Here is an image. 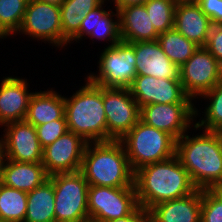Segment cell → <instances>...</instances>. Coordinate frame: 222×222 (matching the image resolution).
<instances>
[{
  "mask_svg": "<svg viewBox=\"0 0 222 222\" xmlns=\"http://www.w3.org/2000/svg\"><path fill=\"white\" fill-rule=\"evenodd\" d=\"M199 115L194 103L149 104L140 108V120L146 125L180 139L192 128L196 116ZM192 121V122H191ZM189 128V129H188Z\"/></svg>",
  "mask_w": 222,
  "mask_h": 222,
  "instance_id": "cell-11",
  "label": "cell"
},
{
  "mask_svg": "<svg viewBox=\"0 0 222 222\" xmlns=\"http://www.w3.org/2000/svg\"><path fill=\"white\" fill-rule=\"evenodd\" d=\"M6 126V128H5ZM2 140L6 159L17 162L42 163L43 148L35 126L26 120L4 125Z\"/></svg>",
  "mask_w": 222,
  "mask_h": 222,
  "instance_id": "cell-15",
  "label": "cell"
},
{
  "mask_svg": "<svg viewBox=\"0 0 222 222\" xmlns=\"http://www.w3.org/2000/svg\"><path fill=\"white\" fill-rule=\"evenodd\" d=\"M27 212V192L0 182V220L24 222Z\"/></svg>",
  "mask_w": 222,
  "mask_h": 222,
  "instance_id": "cell-27",
  "label": "cell"
},
{
  "mask_svg": "<svg viewBox=\"0 0 222 222\" xmlns=\"http://www.w3.org/2000/svg\"><path fill=\"white\" fill-rule=\"evenodd\" d=\"M42 163L5 160L0 182L24 192H31L48 179Z\"/></svg>",
  "mask_w": 222,
  "mask_h": 222,
  "instance_id": "cell-22",
  "label": "cell"
},
{
  "mask_svg": "<svg viewBox=\"0 0 222 222\" xmlns=\"http://www.w3.org/2000/svg\"><path fill=\"white\" fill-rule=\"evenodd\" d=\"M178 0H147L144 5L158 34L174 28V11Z\"/></svg>",
  "mask_w": 222,
  "mask_h": 222,
  "instance_id": "cell-30",
  "label": "cell"
},
{
  "mask_svg": "<svg viewBox=\"0 0 222 222\" xmlns=\"http://www.w3.org/2000/svg\"><path fill=\"white\" fill-rule=\"evenodd\" d=\"M5 160H6V154H5L2 140L0 139V180H1L2 170H3Z\"/></svg>",
  "mask_w": 222,
  "mask_h": 222,
  "instance_id": "cell-37",
  "label": "cell"
},
{
  "mask_svg": "<svg viewBox=\"0 0 222 222\" xmlns=\"http://www.w3.org/2000/svg\"><path fill=\"white\" fill-rule=\"evenodd\" d=\"M222 80V65L205 48L198 47L180 67V81L192 100L212 90Z\"/></svg>",
  "mask_w": 222,
  "mask_h": 222,
  "instance_id": "cell-9",
  "label": "cell"
},
{
  "mask_svg": "<svg viewBox=\"0 0 222 222\" xmlns=\"http://www.w3.org/2000/svg\"><path fill=\"white\" fill-rule=\"evenodd\" d=\"M89 185L131 187L135 172L120 141L87 143L80 170Z\"/></svg>",
  "mask_w": 222,
  "mask_h": 222,
  "instance_id": "cell-3",
  "label": "cell"
},
{
  "mask_svg": "<svg viewBox=\"0 0 222 222\" xmlns=\"http://www.w3.org/2000/svg\"><path fill=\"white\" fill-rule=\"evenodd\" d=\"M185 1L196 2L197 0H185Z\"/></svg>",
  "mask_w": 222,
  "mask_h": 222,
  "instance_id": "cell-39",
  "label": "cell"
},
{
  "mask_svg": "<svg viewBox=\"0 0 222 222\" xmlns=\"http://www.w3.org/2000/svg\"><path fill=\"white\" fill-rule=\"evenodd\" d=\"M37 1H42V2H46L48 4H54L57 6H61L65 0H37Z\"/></svg>",
  "mask_w": 222,
  "mask_h": 222,
  "instance_id": "cell-38",
  "label": "cell"
},
{
  "mask_svg": "<svg viewBox=\"0 0 222 222\" xmlns=\"http://www.w3.org/2000/svg\"><path fill=\"white\" fill-rule=\"evenodd\" d=\"M27 78L7 76L0 83V126L25 120L29 100Z\"/></svg>",
  "mask_w": 222,
  "mask_h": 222,
  "instance_id": "cell-17",
  "label": "cell"
},
{
  "mask_svg": "<svg viewBox=\"0 0 222 222\" xmlns=\"http://www.w3.org/2000/svg\"><path fill=\"white\" fill-rule=\"evenodd\" d=\"M119 141L134 172L145 165L169 159L176 151V139L172 135L141 120Z\"/></svg>",
  "mask_w": 222,
  "mask_h": 222,
  "instance_id": "cell-5",
  "label": "cell"
},
{
  "mask_svg": "<svg viewBox=\"0 0 222 222\" xmlns=\"http://www.w3.org/2000/svg\"><path fill=\"white\" fill-rule=\"evenodd\" d=\"M35 128L42 148L53 143L68 131L66 119L52 120Z\"/></svg>",
  "mask_w": 222,
  "mask_h": 222,
  "instance_id": "cell-32",
  "label": "cell"
},
{
  "mask_svg": "<svg viewBox=\"0 0 222 222\" xmlns=\"http://www.w3.org/2000/svg\"><path fill=\"white\" fill-rule=\"evenodd\" d=\"M58 119H66L65 97L52 88L33 92L25 120L36 127Z\"/></svg>",
  "mask_w": 222,
  "mask_h": 222,
  "instance_id": "cell-23",
  "label": "cell"
},
{
  "mask_svg": "<svg viewBox=\"0 0 222 222\" xmlns=\"http://www.w3.org/2000/svg\"><path fill=\"white\" fill-rule=\"evenodd\" d=\"M147 0H112L115 4V9H119L121 7H125L128 5H137V4H144Z\"/></svg>",
  "mask_w": 222,
  "mask_h": 222,
  "instance_id": "cell-36",
  "label": "cell"
},
{
  "mask_svg": "<svg viewBox=\"0 0 222 222\" xmlns=\"http://www.w3.org/2000/svg\"><path fill=\"white\" fill-rule=\"evenodd\" d=\"M137 75L180 80V67L171 62L157 40L134 42Z\"/></svg>",
  "mask_w": 222,
  "mask_h": 222,
  "instance_id": "cell-16",
  "label": "cell"
},
{
  "mask_svg": "<svg viewBox=\"0 0 222 222\" xmlns=\"http://www.w3.org/2000/svg\"><path fill=\"white\" fill-rule=\"evenodd\" d=\"M98 74L86 75L92 83L102 87L129 88L137 76L134 43L120 41L100 53ZM97 74V75H96Z\"/></svg>",
  "mask_w": 222,
  "mask_h": 222,
  "instance_id": "cell-7",
  "label": "cell"
},
{
  "mask_svg": "<svg viewBox=\"0 0 222 222\" xmlns=\"http://www.w3.org/2000/svg\"><path fill=\"white\" fill-rule=\"evenodd\" d=\"M53 182L48 178L27 193V212L24 222H56Z\"/></svg>",
  "mask_w": 222,
  "mask_h": 222,
  "instance_id": "cell-24",
  "label": "cell"
},
{
  "mask_svg": "<svg viewBox=\"0 0 222 222\" xmlns=\"http://www.w3.org/2000/svg\"><path fill=\"white\" fill-rule=\"evenodd\" d=\"M196 3L212 24H222V0H197Z\"/></svg>",
  "mask_w": 222,
  "mask_h": 222,
  "instance_id": "cell-34",
  "label": "cell"
},
{
  "mask_svg": "<svg viewBox=\"0 0 222 222\" xmlns=\"http://www.w3.org/2000/svg\"><path fill=\"white\" fill-rule=\"evenodd\" d=\"M205 48L222 65V24H212Z\"/></svg>",
  "mask_w": 222,
  "mask_h": 222,
  "instance_id": "cell-33",
  "label": "cell"
},
{
  "mask_svg": "<svg viewBox=\"0 0 222 222\" xmlns=\"http://www.w3.org/2000/svg\"><path fill=\"white\" fill-rule=\"evenodd\" d=\"M29 0H0V39L16 34L23 22Z\"/></svg>",
  "mask_w": 222,
  "mask_h": 222,
  "instance_id": "cell-29",
  "label": "cell"
},
{
  "mask_svg": "<svg viewBox=\"0 0 222 222\" xmlns=\"http://www.w3.org/2000/svg\"><path fill=\"white\" fill-rule=\"evenodd\" d=\"M163 52L172 63L181 67L199 47L175 28L159 34L157 38Z\"/></svg>",
  "mask_w": 222,
  "mask_h": 222,
  "instance_id": "cell-26",
  "label": "cell"
},
{
  "mask_svg": "<svg viewBox=\"0 0 222 222\" xmlns=\"http://www.w3.org/2000/svg\"><path fill=\"white\" fill-rule=\"evenodd\" d=\"M48 178L54 187L56 222H89V184L83 173H58Z\"/></svg>",
  "mask_w": 222,
  "mask_h": 222,
  "instance_id": "cell-6",
  "label": "cell"
},
{
  "mask_svg": "<svg viewBox=\"0 0 222 222\" xmlns=\"http://www.w3.org/2000/svg\"><path fill=\"white\" fill-rule=\"evenodd\" d=\"M211 20L196 2L178 0L174 11V28L199 47H205Z\"/></svg>",
  "mask_w": 222,
  "mask_h": 222,
  "instance_id": "cell-19",
  "label": "cell"
},
{
  "mask_svg": "<svg viewBox=\"0 0 222 222\" xmlns=\"http://www.w3.org/2000/svg\"><path fill=\"white\" fill-rule=\"evenodd\" d=\"M122 41L128 43L157 40L156 32L144 4L128 5L118 9Z\"/></svg>",
  "mask_w": 222,
  "mask_h": 222,
  "instance_id": "cell-20",
  "label": "cell"
},
{
  "mask_svg": "<svg viewBox=\"0 0 222 222\" xmlns=\"http://www.w3.org/2000/svg\"><path fill=\"white\" fill-rule=\"evenodd\" d=\"M33 39L50 42L62 47V27L60 6L46 2L29 0L22 25L17 32Z\"/></svg>",
  "mask_w": 222,
  "mask_h": 222,
  "instance_id": "cell-12",
  "label": "cell"
},
{
  "mask_svg": "<svg viewBox=\"0 0 222 222\" xmlns=\"http://www.w3.org/2000/svg\"><path fill=\"white\" fill-rule=\"evenodd\" d=\"M85 82L70 98L65 97L68 131L81 136L87 143L108 142L103 87L88 78Z\"/></svg>",
  "mask_w": 222,
  "mask_h": 222,
  "instance_id": "cell-4",
  "label": "cell"
},
{
  "mask_svg": "<svg viewBox=\"0 0 222 222\" xmlns=\"http://www.w3.org/2000/svg\"><path fill=\"white\" fill-rule=\"evenodd\" d=\"M86 145L81 136L67 131L44 147L42 164L47 175L80 171Z\"/></svg>",
  "mask_w": 222,
  "mask_h": 222,
  "instance_id": "cell-13",
  "label": "cell"
},
{
  "mask_svg": "<svg viewBox=\"0 0 222 222\" xmlns=\"http://www.w3.org/2000/svg\"><path fill=\"white\" fill-rule=\"evenodd\" d=\"M176 140L175 155L197 189L222 186V133L205 131Z\"/></svg>",
  "mask_w": 222,
  "mask_h": 222,
  "instance_id": "cell-2",
  "label": "cell"
},
{
  "mask_svg": "<svg viewBox=\"0 0 222 222\" xmlns=\"http://www.w3.org/2000/svg\"><path fill=\"white\" fill-rule=\"evenodd\" d=\"M202 190L170 201H164L150 209L152 222H201Z\"/></svg>",
  "mask_w": 222,
  "mask_h": 222,
  "instance_id": "cell-21",
  "label": "cell"
},
{
  "mask_svg": "<svg viewBox=\"0 0 222 222\" xmlns=\"http://www.w3.org/2000/svg\"><path fill=\"white\" fill-rule=\"evenodd\" d=\"M108 222H152V217L150 210L139 205L130 215L113 219Z\"/></svg>",
  "mask_w": 222,
  "mask_h": 222,
  "instance_id": "cell-35",
  "label": "cell"
},
{
  "mask_svg": "<svg viewBox=\"0 0 222 222\" xmlns=\"http://www.w3.org/2000/svg\"><path fill=\"white\" fill-rule=\"evenodd\" d=\"M108 141L121 140L140 120V108L128 88L103 87Z\"/></svg>",
  "mask_w": 222,
  "mask_h": 222,
  "instance_id": "cell-10",
  "label": "cell"
},
{
  "mask_svg": "<svg viewBox=\"0 0 222 222\" xmlns=\"http://www.w3.org/2000/svg\"><path fill=\"white\" fill-rule=\"evenodd\" d=\"M134 185L138 204L148 210L159 203L186 197L197 190L176 155L136 170Z\"/></svg>",
  "mask_w": 222,
  "mask_h": 222,
  "instance_id": "cell-1",
  "label": "cell"
},
{
  "mask_svg": "<svg viewBox=\"0 0 222 222\" xmlns=\"http://www.w3.org/2000/svg\"><path fill=\"white\" fill-rule=\"evenodd\" d=\"M88 215L91 222H108L130 215L138 206L135 185L88 188Z\"/></svg>",
  "mask_w": 222,
  "mask_h": 222,
  "instance_id": "cell-8",
  "label": "cell"
},
{
  "mask_svg": "<svg viewBox=\"0 0 222 222\" xmlns=\"http://www.w3.org/2000/svg\"><path fill=\"white\" fill-rule=\"evenodd\" d=\"M139 108L149 104L194 103L177 79L137 75L128 88Z\"/></svg>",
  "mask_w": 222,
  "mask_h": 222,
  "instance_id": "cell-14",
  "label": "cell"
},
{
  "mask_svg": "<svg viewBox=\"0 0 222 222\" xmlns=\"http://www.w3.org/2000/svg\"><path fill=\"white\" fill-rule=\"evenodd\" d=\"M107 0H65L60 6L62 47L79 31L82 19Z\"/></svg>",
  "mask_w": 222,
  "mask_h": 222,
  "instance_id": "cell-25",
  "label": "cell"
},
{
  "mask_svg": "<svg viewBox=\"0 0 222 222\" xmlns=\"http://www.w3.org/2000/svg\"><path fill=\"white\" fill-rule=\"evenodd\" d=\"M104 4L105 1L82 19L79 31L69 40V44L72 41L78 42L86 36H88L87 38L91 37V40L96 38L98 41H109L111 44L108 47L114 46L122 40L118 10L116 9V13L112 9L106 11L103 8ZM113 17L117 19L114 20Z\"/></svg>",
  "mask_w": 222,
  "mask_h": 222,
  "instance_id": "cell-18",
  "label": "cell"
},
{
  "mask_svg": "<svg viewBox=\"0 0 222 222\" xmlns=\"http://www.w3.org/2000/svg\"><path fill=\"white\" fill-rule=\"evenodd\" d=\"M201 222H222V191L220 189L202 190Z\"/></svg>",
  "mask_w": 222,
  "mask_h": 222,
  "instance_id": "cell-31",
  "label": "cell"
},
{
  "mask_svg": "<svg viewBox=\"0 0 222 222\" xmlns=\"http://www.w3.org/2000/svg\"><path fill=\"white\" fill-rule=\"evenodd\" d=\"M200 98L209 99V104L205 107L204 117L199 119L193 126V130L202 128L205 131H222V80L212 89L202 95Z\"/></svg>",
  "mask_w": 222,
  "mask_h": 222,
  "instance_id": "cell-28",
  "label": "cell"
}]
</instances>
